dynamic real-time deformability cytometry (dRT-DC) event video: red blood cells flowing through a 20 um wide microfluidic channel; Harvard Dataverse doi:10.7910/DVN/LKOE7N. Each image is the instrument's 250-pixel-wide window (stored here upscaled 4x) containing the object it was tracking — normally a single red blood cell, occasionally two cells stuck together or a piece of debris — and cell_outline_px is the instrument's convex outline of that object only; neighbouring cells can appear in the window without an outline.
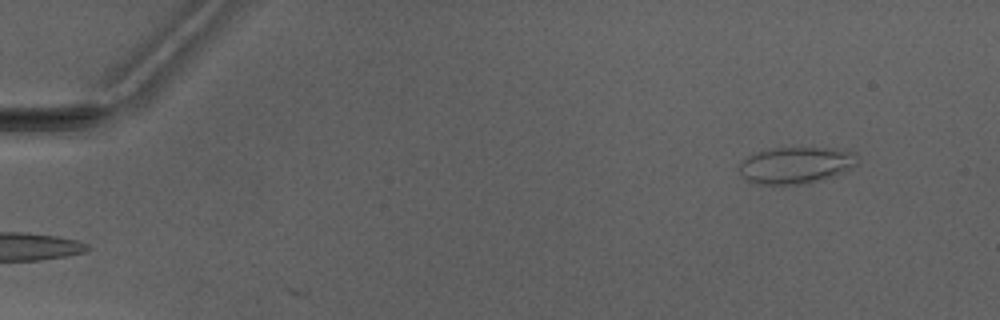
{"species": "Egyptian fruit bat (a non-hibernating species)", "species_latin": "Rousettus aegyptiacus", "temperature_condition": "warm", "stored_images_in_passage": 2, "camera_frame_rate_fps": 3000, "um_per_image_px": 0.085, "animal": {"sex": "male"}, "frame": {"image": 1, "passage_image": 2, "time_ms": 2.0, "image_size_px": [1000, 320], "cell_outline_px": [[856, 164], [844, 172], [824, 180], [808, 184], [756, 184], [748, 180], [740, 172], [740, 164], [748, 156], [756, 152], [772, 148], [832, 148], [856, 152]], "centroid_in_image_um": [67.68, 14.05], "position_along_channel_um": 17.3, "area_um2": 25.2}}